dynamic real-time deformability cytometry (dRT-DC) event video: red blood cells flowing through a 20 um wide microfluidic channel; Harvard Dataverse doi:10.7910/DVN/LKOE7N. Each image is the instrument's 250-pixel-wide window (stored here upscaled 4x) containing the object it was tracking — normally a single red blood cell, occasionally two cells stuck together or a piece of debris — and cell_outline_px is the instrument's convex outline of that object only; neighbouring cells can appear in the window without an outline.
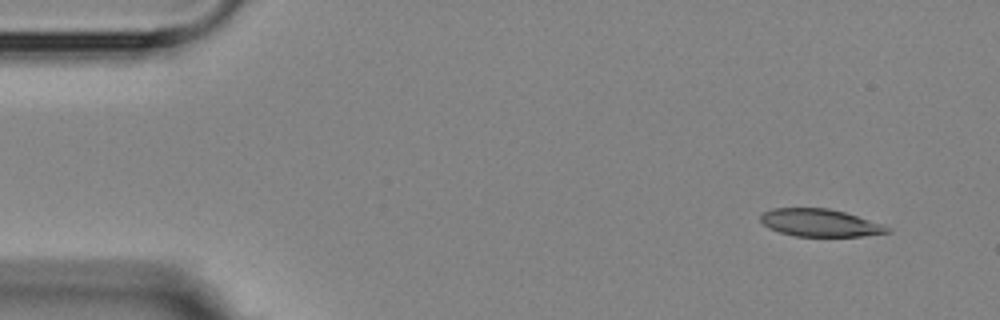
{"species": "Egyptian fruit bat (a non-hibernating species)", "species_latin": "Rousettus aegyptiacus", "temperature_condition": "room temperature", "stored_images_in_passage": 5, "camera_frame_rate_fps": 3000, "um_per_image_px": 0.085, "animal": {"sex": "female"}, "frame": {"image": 1, "passage_image": 1, "time_ms": 0.0, "image_size_px": [1000, 320], "cell_outline_px": [[892, 232], [860, 236], [796, 236], [780, 232], [768, 228], [760, 220], [760, 216], [764, 212], [772, 208], [828, 208], [844, 212], [884, 224], [892, 228]], "centroid_in_image_um": [69.72, 18.94], "position_along_channel_um": 15.3, "area_um2": 20.35}}